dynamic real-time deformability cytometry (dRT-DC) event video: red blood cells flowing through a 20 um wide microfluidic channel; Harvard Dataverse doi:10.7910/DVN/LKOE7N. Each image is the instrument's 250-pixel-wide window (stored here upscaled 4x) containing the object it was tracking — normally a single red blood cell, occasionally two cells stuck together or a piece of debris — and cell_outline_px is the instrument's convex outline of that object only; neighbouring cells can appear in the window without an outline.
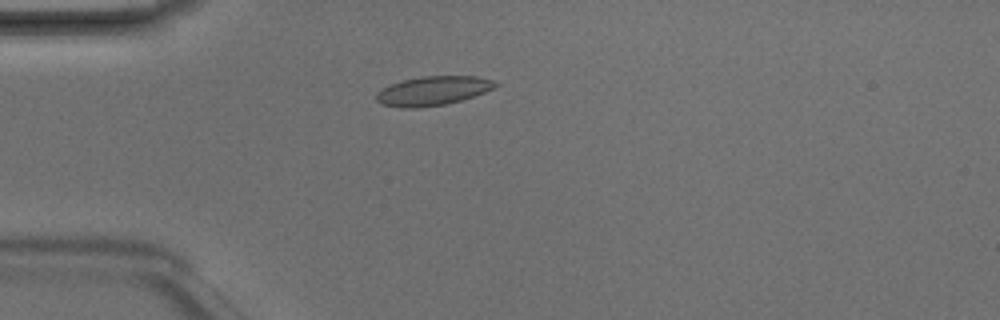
{"species": "Egyptian fruit bat (a non-hibernating species)", "species_latin": "Rousettus aegyptiacus", "temperature_condition": "room temperature", "stored_images_in_passage": 5, "camera_frame_rate_fps": 3000, "um_per_image_px": 0.085, "animal": {"sex": "male"}, "frame": {"image": 1, "passage_image": 4, "time_ms": 1.0, "image_size_px": [1000, 320], "cell_outline_px": [[500, 84], [484, 92], [460, 100], [444, 104], [420, 108], [400, 108], [380, 104], [376, 100], [376, 92], [380, 88], [404, 80], [420, 76], [476, 76], [492, 80]], "centroid_in_image_um": [36.73, 7.72], "position_along_channel_um": 48.3, "area_um2": 20.17}}